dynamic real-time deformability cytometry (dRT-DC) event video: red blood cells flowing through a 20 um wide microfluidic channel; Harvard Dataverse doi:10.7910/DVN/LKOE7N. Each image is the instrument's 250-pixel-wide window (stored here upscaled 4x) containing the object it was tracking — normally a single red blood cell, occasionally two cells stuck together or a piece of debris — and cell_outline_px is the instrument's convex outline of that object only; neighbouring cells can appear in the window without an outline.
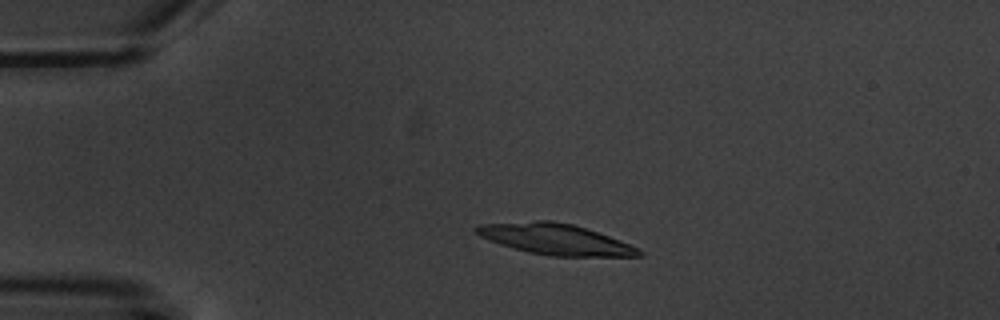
{"species": "common noctule bat (a hibernating species)", "species_latin": "Nyctalus noctula", "temperature_condition": "warm", "stored_images_in_passage": 3, "camera_frame_rate_fps": 3000, "um_per_image_px": 0.085, "animal": {"sex": "male", "body_mass_g": 20.1, "forearm_length_mm": 53.5}, "frame": {"image": 1, "passage_image": 2, "time_ms": 2.0, "image_size_px": [1000, 320], "cell_outline_px": [[644, 256], [552, 256], [528, 252], [500, 244], [488, 240], [472, 232], [472, 228], [476, 224], [536, 220], [552, 220], [572, 224], [620, 240], [640, 248], [644, 252]], "centroid_in_image_um": [47.15, 20.32], "position_along_channel_um": 37.8, "area_um2": 29.42}}